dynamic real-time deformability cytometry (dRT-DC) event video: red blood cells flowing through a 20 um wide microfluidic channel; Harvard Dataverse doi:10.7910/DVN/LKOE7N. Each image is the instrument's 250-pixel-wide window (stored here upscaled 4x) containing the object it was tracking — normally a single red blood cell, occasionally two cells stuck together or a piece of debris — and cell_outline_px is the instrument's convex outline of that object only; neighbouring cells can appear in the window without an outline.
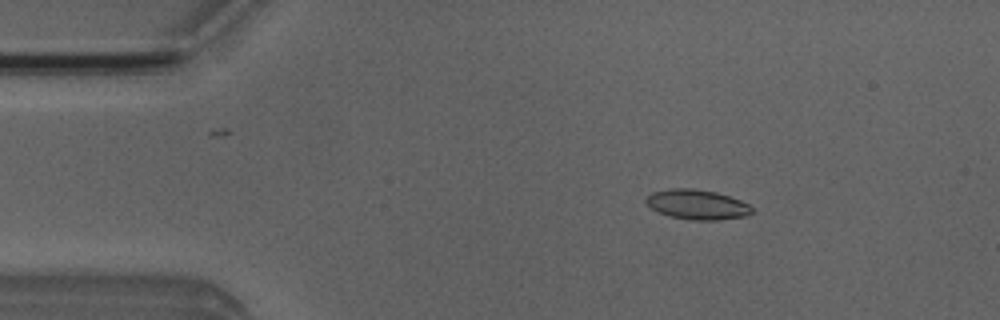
{"species": "Egyptian fruit bat (a non-hibernating species)", "species_latin": "Rousettus aegyptiacus", "temperature_condition": "room temperature", "stored_images_in_passage": 6, "camera_frame_rate_fps": 3000, "um_per_image_px": 0.085, "animal": {"sex": "male"}, "frame": {"image": 1, "passage_image": 3, "time_ms": 2.333, "image_size_px": [1000, 320], "cell_outline_px": [[752, 212], [748, 216], [716, 220], [696, 220], [668, 216], [656, 212], [644, 200], [652, 192], [668, 188], [688, 188], [716, 192], [740, 200], [748, 204], [752, 208]], "centroid_in_image_um": [59.24, 17.38], "position_along_channel_um": 25.8, "area_um2": 18.38}}